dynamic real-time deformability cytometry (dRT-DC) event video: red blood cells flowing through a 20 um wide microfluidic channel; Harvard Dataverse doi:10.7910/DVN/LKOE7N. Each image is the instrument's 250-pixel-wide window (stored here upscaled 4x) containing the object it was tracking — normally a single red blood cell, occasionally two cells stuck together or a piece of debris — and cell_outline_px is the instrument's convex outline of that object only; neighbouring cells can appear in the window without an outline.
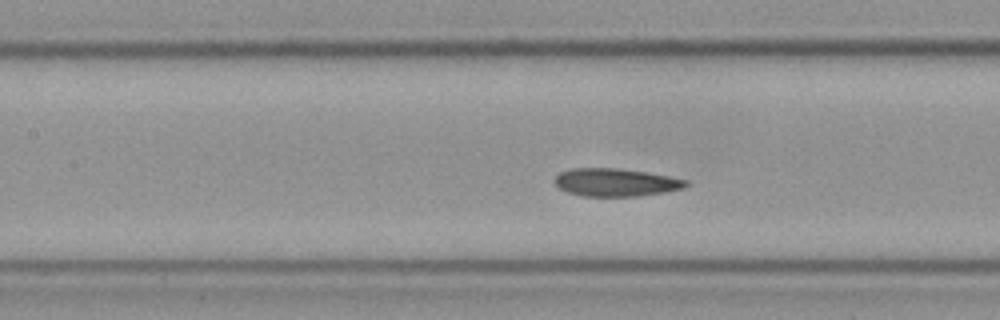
{"species": "Egyptian fruit bat (a non-hibernating species)", "species_latin": "Rousettus aegyptiacus", "temperature_condition": "cold", "stored_images_in_passage": 8, "camera_frame_rate_fps": 3000, "um_per_image_px": 0.085, "frame": {"image": 1, "passage_image": 8, "time_ms": 2.333, "image_size_px": [1000, 320], "cell_outline_px": [[688, 184], [684, 188], [664, 192], [640, 196], [584, 196], [568, 192], [560, 188], [552, 180], [560, 172], [572, 168], [616, 168], [644, 172], [668, 176], [688, 180]], "centroid_in_image_um": [52.32, 15.5], "position_along_channel_um": 155.1, "area_um2": 21.21}}